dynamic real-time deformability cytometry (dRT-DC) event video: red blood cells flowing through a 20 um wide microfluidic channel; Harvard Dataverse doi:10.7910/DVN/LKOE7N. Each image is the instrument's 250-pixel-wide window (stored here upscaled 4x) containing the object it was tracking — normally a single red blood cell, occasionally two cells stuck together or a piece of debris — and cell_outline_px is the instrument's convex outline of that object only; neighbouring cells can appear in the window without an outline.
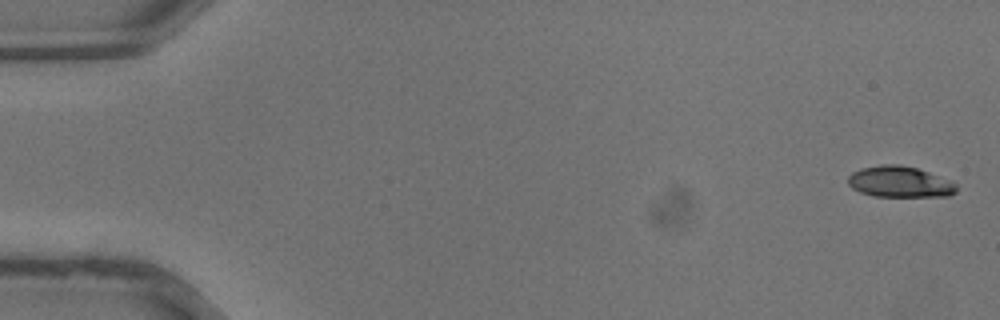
{"species": "common noctule bat (a hibernating species)", "species_latin": "Nyctalus noctula", "temperature_condition": "warm", "stored_images_in_passage": 36, "camera_frame_rate_fps": 3000, "um_per_image_px": 0.085, "animal": {"sex": "male", "body_mass_g": 13.3}, "frame": {"image": 1, "passage_image": 1, "time_ms": 0.0, "image_size_px": [1000, 320], "cell_outline_px": [[956, 192], [948, 196], [876, 196], [860, 192], [852, 188], [848, 184], [848, 176], [852, 172], [860, 168], [884, 164], [900, 164], [916, 168], [928, 172], [956, 184]], "centroid_in_image_um": [76.43, 15.45], "position_along_channel_um": 8.6, "area_um2": 19.42}}
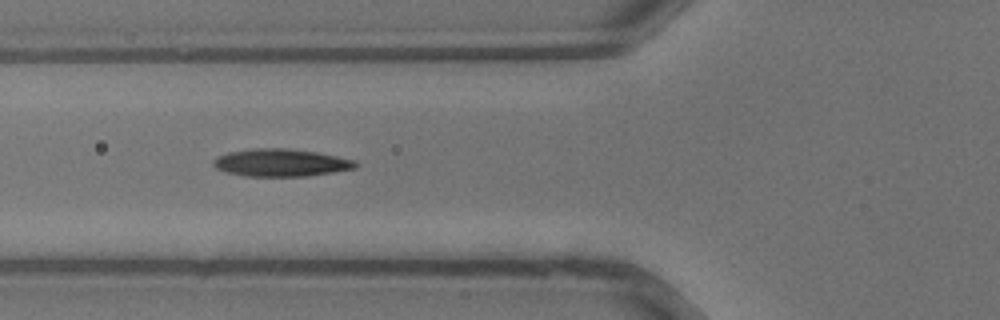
{"frame": {"image": 2, "passage_image": 14, "time_ms": 4.333, "image_size_px": [1000, 320], "cell_outline_px": [[356, 168], [308, 176], [248, 176], [228, 172], [216, 168], [212, 164], [212, 160], [216, 156], [228, 152], [256, 148], [288, 148], [316, 152], [356, 160]], "centroid_in_image_um": [23.86, 13.82], "position_along_channel_um": 101.9, "area_um2": 22.72}}
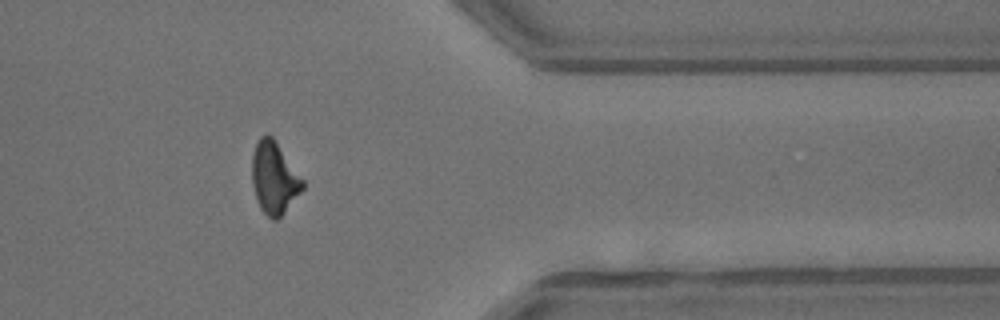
{"frame": {"image": 3, "passage_image": 30, "time_ms": 9.667, "image_size_px": [1000, 320], "cell_outline_px": [[304, 188], [284, 212], [276, 220], [272, 220], [260, 208], [256, 196], [252, 180], [252, 156], [256, 144], [260, 136], [272, 136], [304, 180]], "centroid_in_image_um": [23.31, 15.13], "position_along_channel_um": 388.1, "area_um2": 20.87}}